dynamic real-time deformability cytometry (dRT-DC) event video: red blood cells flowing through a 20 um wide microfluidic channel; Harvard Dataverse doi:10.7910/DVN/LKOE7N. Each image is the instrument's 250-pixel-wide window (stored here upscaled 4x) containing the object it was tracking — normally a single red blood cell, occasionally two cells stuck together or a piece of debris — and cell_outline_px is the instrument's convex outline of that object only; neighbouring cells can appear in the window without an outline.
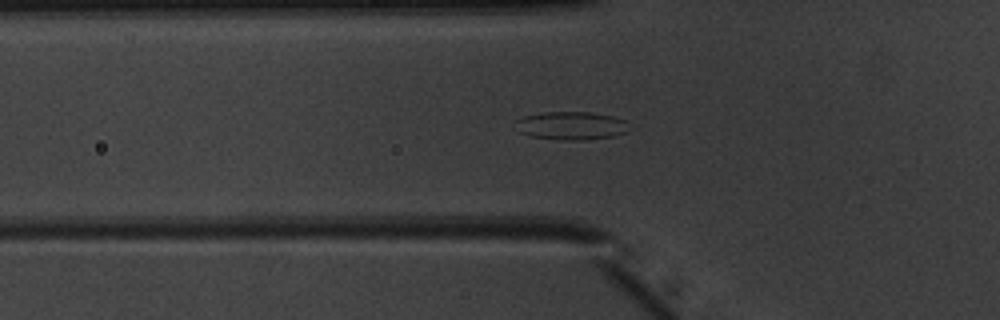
{"species": "common noctule bat (a hibernating species)", "species_latin": "Nyctalus noctula", "temperature_condition": "warm", "stored_images_in_passage": 35, "camera_frame_rate_fps": 3000, "um_per_image_px": 0.085, "animal": {"sex": "male", "body_mass_g": 20.1, "forearm_length_mm": 53.5}, "frame": {"image": 1, "passage_image": 2, "time_ms": 0.333, "image_size_px": [1000, 320], "cell_outline_px": [[628, 132], [612, 136], [588, 140], [556, 140], [528, 136], [516, 132], [512, 128], [516, 120], [524, 116], [544, 112], [588, 112], [612, 116], [624, 120]], "centroid_in_image_um": [48.43, 10.7], "position_along_channel_um": 77.4, "area_um2": 18.96}}
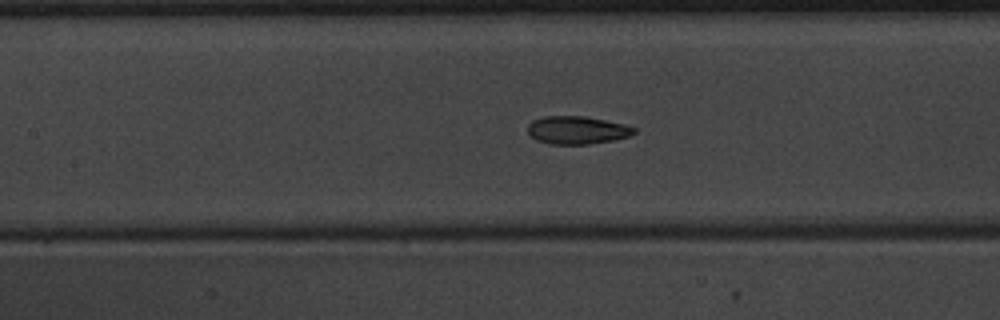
{"frame": {"image": 2, "passage_image": 8, "time_ms": 2.333, "image_size_px": [1000, 320], "cell_outline_px": [[636, 132], [628, 136], [612, 140], [588, 144], [548, 144], [536, 140], [528, 132], [528, 124], [532, 120], [544, 116], [584, 116], [624, 124], [636, 128]], "centroid_in_image_um": [49.02, 11.06], "position_along_channel_um": 158.4, "area_um2": 17.22}}
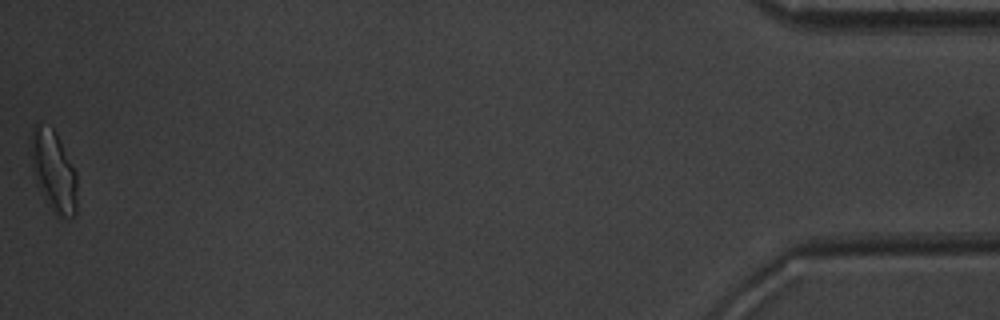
{"frame": {"image": 3, "passage_image": 35, "time_ms": 11.333, "image_size_px": [1000, 320], "cell_outline_px": [[76, 212], [72, 216], [60, 216], [52, 208], [32, 164], [32, 128], [36, 124], [52, 128], [56, 132], [76, 172]], "centroid_in_image_um": [4.62, 14.47], "position_along_channel_um": 430.6, "area_um2": 20.11}, "authors_computed_cell_mechanics": {"area_um2": 17.7446, "velocity_mm_per_s": 4.0052, "shape_relaxation_time_tau1_ms": 6.1874, "shape_relaxation_time_tau2_ms": 1.4152, "deformation_change_tau1": 0.15, "deformation_change_tau2": 0.0815}}